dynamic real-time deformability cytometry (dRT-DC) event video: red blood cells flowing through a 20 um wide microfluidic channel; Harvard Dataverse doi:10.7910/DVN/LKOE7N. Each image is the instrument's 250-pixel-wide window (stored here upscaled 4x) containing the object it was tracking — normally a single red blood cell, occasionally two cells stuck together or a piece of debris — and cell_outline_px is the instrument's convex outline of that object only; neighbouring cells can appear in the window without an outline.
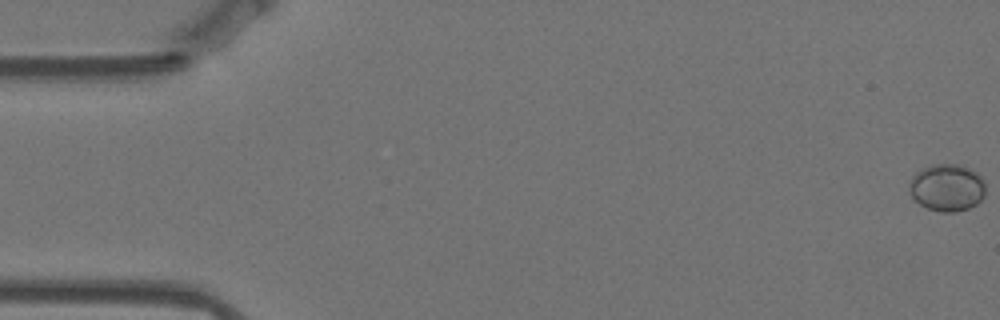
{"species": "Egyptian fruit bat (a non-hibernating species)", "species_latin": "Rousettus aegyptiacus", "temperature_condition": "warm", "stored_images_in_passage": 58, "camera_frame_rate_fps": 3000, "um_per_image_px": 0.085, "animal": {"sex": "female"}, "frame": {"image": 1, "passage_image": 1, "time_ms": 0.0, "image_size_px": [1000, 320], "cell_outline_px": [[984, 196], [976, 204], [968, 208], [956, 212], [940, 212], [928, 208], [920, 204], [912, 196], [908, 188], [908, 184], [912, 176], [924, 168], [932, 164], [960, 164], [976, 172], [984, 180]], "centroid_in_image_um": [80.49, 15.94], "position_along_channel_um": 4.5, "area_um2": 20.92}}
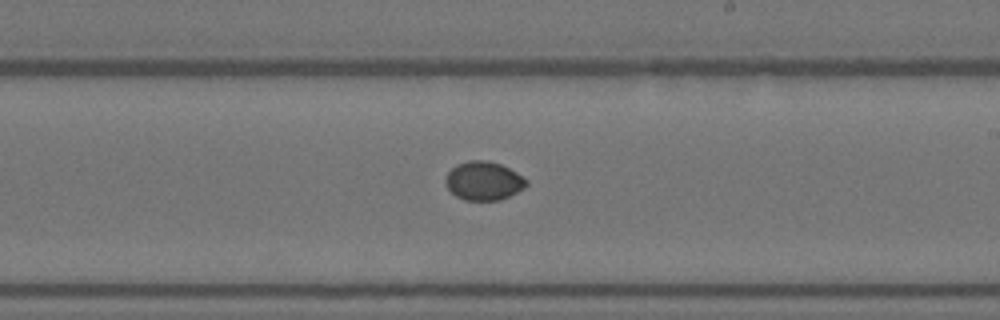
{"frame": {"image": 2, "passage_image": 34, "time_ms": 11.0, "image_size_px": [1000, 320], "cell_outline_px": [[528, 184], [524, 188], [500, 200], [464, 200], [456, 196], [444, 184], [444, 180], [448, 172], [456, 164], [472, 160], [484, 160], [500, 164], [516, 172], [528, 180]], "centroid_in_image_um": [41.09, 15.37], "position_along_channel_um": 247.9, "area_um2": 18.15}}
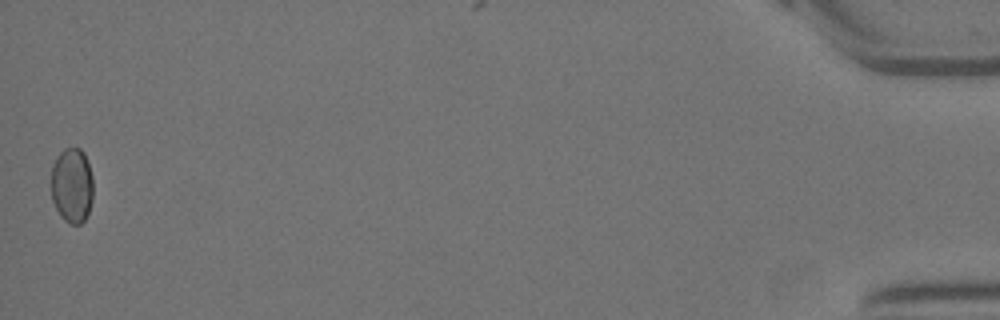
{"frame": {"image": 3, "passage_image": 58, "time_ms": 19.0, "image_size_px": [1000, 320], "cell_outline_px": [[92, 200], [88, 212], [84, 220], [80, 224], [68, 224], [60, 216], [52, 200], [52, 164], [56, 156], [64, 148], [80, 148], [84, 152], [92, 176]], "centroid_in_image_um": [6.11, 15.75], "position_along_channel_um": 429.1, "area_um2": 18.44}, "authors_computed_cell_mechanics": {"area_um2": 18.2359, "velocity_mm_per_s": 3.5171, "shape_relaxation_time_tau1_ms": 7.0153, "shape_relaxation_time_tau2_ms": null, "deformation_change_tau1": 0.062, "deformation_change_tau2": null}}